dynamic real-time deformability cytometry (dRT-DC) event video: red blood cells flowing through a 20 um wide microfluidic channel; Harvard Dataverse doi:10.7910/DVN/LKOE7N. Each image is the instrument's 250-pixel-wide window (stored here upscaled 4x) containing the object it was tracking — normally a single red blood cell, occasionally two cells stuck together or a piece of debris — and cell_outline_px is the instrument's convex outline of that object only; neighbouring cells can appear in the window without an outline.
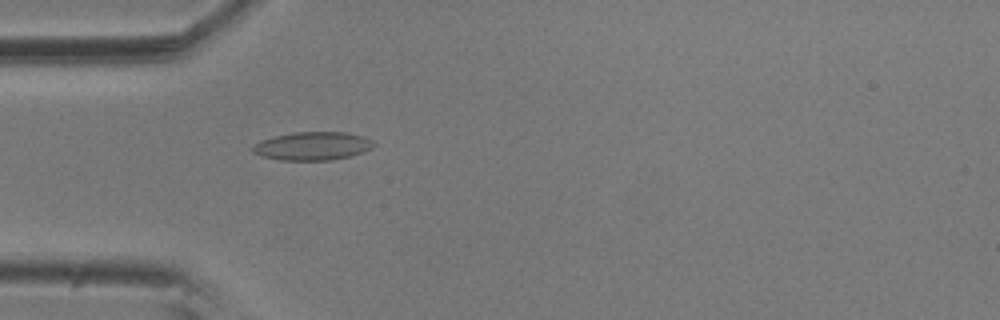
{"species": "common noctule bat (a hibernating species)", "species_latin": "Nyctalus noctula", "temperature_condition": "room temperature", "stored_images_in_passage": 5, "camera_frame_rate_fps": 3000, "um_per_image_px": 0.085, "animal": {"sex": "male", "body_mass_g": 20.5, "forearm_length_mm": 52.5}, "frame": {"image": 1, "passage_image": 5, "time_ms": 1.333, "image_size_px": [1000, 320], "cell_outline_px": [[376, 144], [372, 148], [348, 156], [332, 160], [280, 160], [260, 156], [252, 152], [252, 148], [260, 140], [292, 132], [344, 132], [364, 136], [372, 140]], "centroid_in_image_um": [26.55, 12.41], "position_along_channel_um": 58.4, "area_um2": 19.88}}